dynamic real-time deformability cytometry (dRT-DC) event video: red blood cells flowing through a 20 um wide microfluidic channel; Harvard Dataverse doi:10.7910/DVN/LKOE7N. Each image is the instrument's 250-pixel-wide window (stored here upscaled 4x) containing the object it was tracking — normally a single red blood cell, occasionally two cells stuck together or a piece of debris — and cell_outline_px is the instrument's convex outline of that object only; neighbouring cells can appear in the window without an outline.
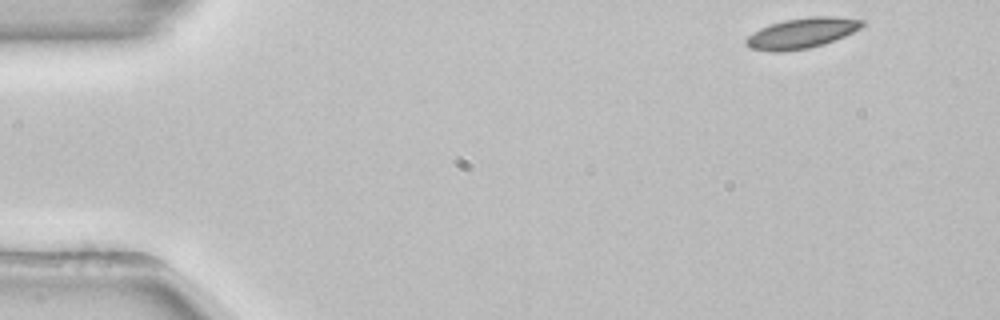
{"species": "common noctule bat (a hibernating species)", "species_latin": "Nyctalus noctula", "temperature_condition": "room temperature", "stored_images_in_passage": 50, "camera_frame_rate_fps": 3000, "um_per_image_px": 0.085, "animal": {"sex": "female", "body_mass_g": 22.7, "forearm_length_mm": 54.2}, "frame": {"image": 1, "passage_image": 1, "time_ms": 0.0, "image_size_px": [1000, 320], "cell_outline_px": [[864, 24], [860, 28], [844, 36], [824, 44], [808, 48], [780, 52], [772, 52], [748, 48], [744, 44], [744, 40], [752, 32], [760, 28], [784, 20], [812, 16], [832, 16], [864, 20]], "centroid_in_image_um": [68.1, 2.82], "position_along_channel_um": 16.9, "area_um2": 20.58}}
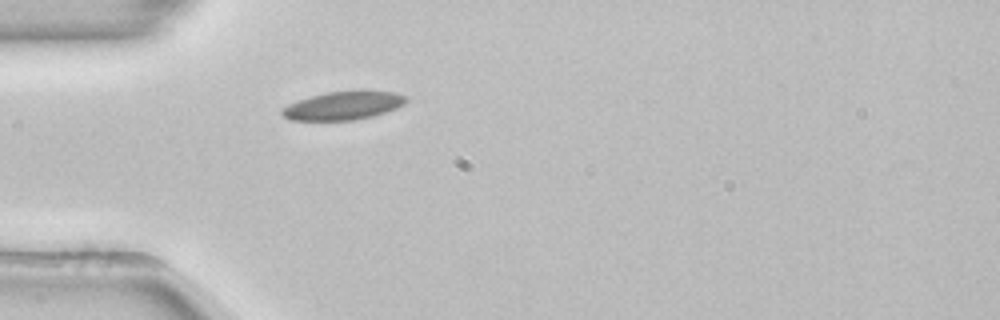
{"frame": {"image": 2, "passage_image": 12, "time_ms": 3.667, "image_size_px": [1000, 320], "cell_outline_px": [[408, 100], [404, 104], [396, 108], [372, 116], [356, 120], [288, 120], [280, 112], [280, 108], [296, 100], [308, 96], [328, 92], [396, 92], [408, 96]], "centroid_in_image_um": [29.12, 8.99], "position_along_channel_um": 55.9, "area_um2": 20.35}}
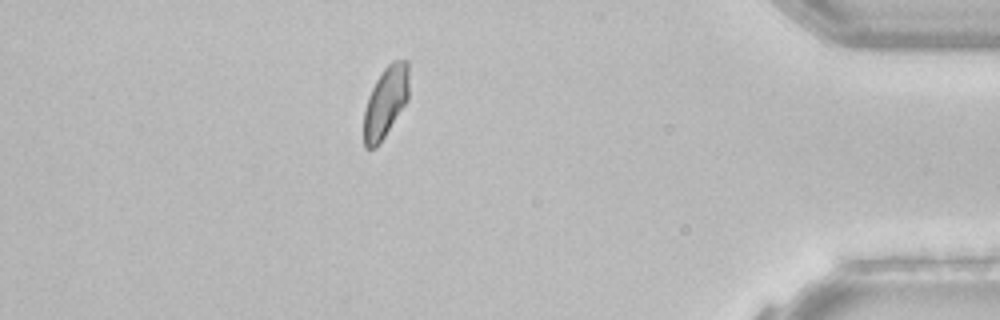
{"frame": {"image": 3, "passage_image": 43, "time_ms": 14.0, "image_size_px": [1000, 320], "cell_outline_px": [[408, 100], [380, 144], [376, 148], [364, 148], [364, 108], [368, 96], [376, 80], [384, 68], [392, 60], [408, 60]], "centroid_in_image_um": [32.77, 8.68], "position_along_channel_um": 402.4, "area_um2": 18.79}}